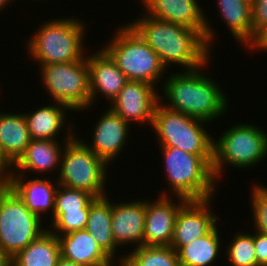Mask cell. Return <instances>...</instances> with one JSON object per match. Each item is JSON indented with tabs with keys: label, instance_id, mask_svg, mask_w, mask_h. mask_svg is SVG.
<instances>
[{
	"label": "cell",
	"instance_id": "33",
	"mask_svg": "<svg viewBox=\"0 0 267 266\" xmlns=\"http://www.w3.org/2000/svg\"><path fill=\"white\" fill-rule=\"evenodd\" d=\"M254 245L257 264L259 266H267V234L255 230Z\"/></svg>",
	"mask_w": 267,
	"mask_h": 266
},
{
	"label": "cell",
	"instance_id": "37",
	"mask_svg": "<svg viewBox=\"0 0 267 266\" xmlns=\"http://www.w3.org/2000/svg\"><path fill=\"white\" fill-rule=\"evenodd\" d=\"M57 266H83V265L67 260L63 257H60L58 260Z\"/></svg>",
	"mask_w": 267,
	"mask_h": 266
},
{
	"label": "cell",
	"instance_id": "6",
	"mask_svg": "<svg viewBox=\"0 0 267 266\" xmlns=\"http://www.w3.org/2000/svg\"><path fill=\"white\" fill-rule=\"evenodd\" d=\"M256 126L239 122L213 139L212 170L217 182L225 171L224 165L252 169L267 157V132Z\"/></svg>",
	"mask_w": 267,
	"mask_h": 266
},
{
	"label": "cell",
	"instance_id": "34",
	"mask_svg": "<svg viewBox=\"0 0 267 266\" xmlns=\"http://www.w3.org/2000/svg\"><path fill=\"white\" fill-rule=\"evenodd\" d=\"M13 172V164L8 160L0 147V182L7 183Z\"/></svg>",
	"mask_w": 267,
	"mask_h": 266
},
{
	"label": "cell",
	"instance_id": "28",
	"mask_svg": "<svg viewBox=\"0 0 267 266\" xmlns=\"http://www.w3.org/2000/svg\"><path fill=\"white\" fill-rule=\"evenodd\" d=\"M247 232L234 233L233 239L226 246L224 254L232 266H259L255 253L254 233Z\"/></svg>",
	"mask_w": 267,
	"mask_h": 266
},
{
	"label": "cell",
	"instance_id": "2",
	"mask_svg": "<svg viewBox=\"0 0 267 266\" xmlns=\"http://www.w3.org/2000/svg\"><path fill=\"white\" fill-rule=\"evenodd\" d=\"M209 63L210 60L197 70H181L166 76L160 90L163 91L159 95L160 103L207 123L226 115L229 109L227 94L210 74L204 72Z\"/></svg>",
	"mask_w": 267,
	"mask_h": 266
},
{
	"label": "cell",
	"instance_id": "35",
	"mask_svg": "<svg viewBox=\"0 0 267 266\" xmlns=\"http://www.w3.org/2000/svg\"><path fill=\"white\" fill-rule=\"evenodd\" d=\"M248 49L250 51L252 49L253 51L262 50L267 52V27L255 37L254 42L248 47Z\"/></svg>",
	"mask_w": 267,
	"mask_h": 266
},
{
	"label": "cell",
	"instance_id": "13",
	"mask_svg": "<svg viewBox=\"0 0 267 266\" xmlns=\"http://www.w3.org/2000/svg\"><path fill=\"white\" fill-rule=\"evenodd\" d=\"M213 199L215 198L187 200L180 207L170 244L175 251L199 237L207 235L218 224L219 221L217 220L219 219L211 208Z\"/></svg>",
	"mask_w": 267,
	"mask_h": 266
},
{
	"label": "cell",
	"instance_id": "8",
	"mask_svg": "<svg viewBox=\"0 0 267 266\" xmlns=\"http://www.w3.org/2000/svg\"><path fill=\"white\" fill-rule=\"evenodd\" d=\"M209 123L175 112L160 102L156 105L151 128L160 147H175L191 154H213Z\"/></svg>",
	"mask_w": 267,
	"mask_h": 266
},
{
	"label": "cell",
	"instance_id": "7",
	"mask_svg": "<svg viewBox=\"0 0 267 266\" xmlns=\"http://www.w3.org/2000/svg\"><path fill=\"white\" fill-rule=\"evenodd\" d=\"M107 168L109 165L76 134L65 142L56 179L59 185L89 192L94 197H102L108 194L105 186L109 172Z\"/></svg>",
	"mask_w": 267,
	"mask_h": 266
},
{
	"label": "cell",
	"instance_id": "17",
	"mask_svg": "<svg viewBox=\"0 0 267 266\" xmlns=\"http://www.w3.org/2000/svg\"><path fill=\"white\" fill-rule=\"evenodd\" d=\"M145 216L146 199L112 202L111 228L118 248L132 244V250L133 244L134 248L143 245Z\"/></svg>",
	"mask_w": 267,
	"mask_h": 266
},
{
	"label": "cell",
	"instance_id": "31",
	"mask_svg": "<svg viewBox=\"0 0 267 266\" xmlns=\"http://www.w3.org/2000/svg\"><path fill=\"white\" fill-rule=\"evenodd\" d=\"M251 207L254 230L267 234V185L254 183L251 188Z\"/></svg>",
	"mask_w": 267,
	"mask_h": 266
},
{
	"label": "cell",
	"instance_id": "32",
	"mask_svg": "<svg viewBox=\"0 0 267 266\" xmlns=\"http://www.w3.org/2000/svg\"><path fill=\"white\" fill-rule=\"evenodd\" d=\"M252 1L253 42L255 37L267 27V0Z\"/></svg>",
	"mask_w": 267,
	"mask_h": 266
},
{
	"label": "cell",
	"instance_id": "18",
	"mask_svg": "<svg viewBox=\"0 0 267 266\" xmlns=\"http://www.w3.org/2000/svg\"><path fill=\"white\" fill-rule=\"evenodd\" d=\"M74 111L67 105L60 102H52V105L38 106L34 111H26L24 115L27 119L28 129L30 132L31 139H40V140H56L61 139L63 142H68L75 136L73 123L71 121L67 122L68 112ZM28 113V114H27ZM66 115V116H65ZM66 121V123H65ZM70 123V124H69ZM70 126H69V125ZM68 128H67V127ZM64 138L58 137L61 133V130L64 132Z\"/></svg>",
	"mask_w": 267,
	"mask_h": 266
},
{
	"label": "cell",
	"instance_id": "11",
	"mask_svg": "<svg viewBox=\"0 0 267 266\" xmlns=\"http://www.w3.org/2000/svg\"><path fill=\"white\" fill-rule=\"evenodd\" d=\"M147 15L198 31L211 50L216 33L197 0H140Z\"/></svg>",
	"mask_w": 267,
	"mask_h": 266
},
{
	"label": "cell",
	"instance_id": "24",
	"mask_svg": "<svg viewBox=\"0 0 267 266\" xmlns=\"http://www.w3.org/2000/svg\"><path fill=\"white\" fill-rule=\"evenodd\" d=\"M219 16L225 22L235 41L248 47L253 43L252 1L217 0Z\"/></svg>",
	"mask_w": 267,
	"mask_h": 266
},
{
	"label": "cell",
	"instance_id": "19",
	"mask_svg": "<svg viewBox=\"0 0 267 266\" xmlns=\"http://www.w3.org/2000/svg\"><path fill=\"white\" fill-rule=\"evenodd\" d=\"M28 176L29 174H11L7 184L32 213L43 219V214L48 212L51 213L49 218L53 219L55 195L58 187L57 179H53V182L49 177L44 178L46 176L32 177L33 179Z\"/></svg>",
	"mask_w": 267,
	"mask_h": 266
},
{
	"label": "cell",
	"instance_id": "12",
	"mask_svg": "<svg viewBox=\"0 0 267 266\" xmlns=\"http://www.w3.org/2000/svg\"><path fill=\"white\" fill-rule=\"evenodd\" d=\"M158 89L152 84L129 80L111 101L109 108L130 126L133 122L137 125L149 123L151 127L156 105L160 102Z\"/></svg>",
	"mask_w": 267,
	"mask_h": 266
},
{
	"label": "cell",
	"instance_id": "10",
	"mask_svg": "<svg viewBox=\"0 0 267 266\" xmlns=\"http://www.w3.org/2000/svg\"><path fill=\"white\" fill-rule=\"evenodd\" d=\"M43 87L53 102L69 106L74 112L90 109V79L88 54L70 63L38 66ZM82 110V111H81Z\"/></svg>",
	"mask_w": 267,
	"mask_h": 266
},
{
	"label": "cell",
	"instance_id": "30",
	"mask_svg": "<svg viewBox=\"0 0 267 266\" xmlns=\"http://www.w3.org/2000/svg\"><path fill=\"white\" fill-rule=\"evenodd\" d=\"M94 199L95 197L89 192L68 188L58 184L54 211L90 209V204Z\"/></svg>",
	"mask_w": 267,
	"mask_h": 266
},
{
	"label": "cell",
	"instance_id": "36",
	"mask_svg": "<svg viewBox=\"0 0 267 266\" xmlns=\"http://www.w3.org/2000/svg\"><path fill=\"white\" fill-rule=\"evenodd\" d=\"M0 266H12L11 258L0 248Z\"/></svg>",
	"mask_w": 267,
	"mask_h": 266
},
{
	"label": "cell",
	"instance_id": "27",
	"mask_svg": "<svg viewBox=\"0 0 267 266\" xmlns=\"http://www.w3.org/2000/svg\"><path fill=\"white\" fill-rule=\"evenodd\" d=\"M124 266H181L171 246H138L127 252Z\"/></svg>",
	"mask_w": 267,
	"mask_h": 266
},
{
	"label": "cell",
	"instance_id": "1",
	"mask_svg": "<svg viewBox=\"0 0 267 266\" xmlns=\"http://www.w3.org/2000/svg\"><path fill=\"white\" fill-rule=\"evenodd\" d=\"M128 24L157 53L166 69L197 70L212 59V50L196 30L156 19L143 12ZM211 58V59H210Z\"/></svg>",
	"mask_w": 267,
	"mask_h": 266
},
{
	"label": "cell",
	"instance_id": "3",
	"mask_svg": "<svg viewBox=\"0 0 267 266\" xmlns=\"http://www.w3.org/2000/svg\"><path fill=\"white\" fill-rule=\"evenodd\" d=\"M160 148L168 189L158 196L181 197L186 200H203L216 196L213 154H191L175 147Z\"/></svg>",
	"mask_w": 267,
	"mask_h": 266
},
{
	"label": "cell",
	"instance_id": "15",
	"mask_svg": "<svg viewBox=\"0 0 267 266\" xmlns=\"http://www.w3.org/2000/svg\"><path fill=\"white\" fill-rule=\"evenodd\" d=\"M99 117L98 122H95L96 124L93 125L91 145L87 140H81L110 166L112 165L110 163L119 157L118 154H122L125 146L127 147L126 143L131 134L130 128L134 127H131L110 108L104 111V114H101Z\"/></svg>",
	"mask_w": 267,
	"mask_h": 266
},
{
	"label": "cell",
	"instance_id": "29",
	"mask_svg": "<svg viewBox=\"0 0 267 266\" xmlns=\"http://www.w3.org/2000/svg\"><path fill=\"white\" fill-rule=\"evenodd\" d=\"M90 209L73 211H54L48 229L56 236L85 229ZM53 228V230H52Z\"/></svg>",
	"mask_w": 267,
	"mask_h": 266
},
{
	"label": "cell",
	"instance_id": "9",
	"mask_svg": "<svg viewBox=\"0 0 267 266\" xmlns=\"http://www.w3.org/2000/svg\"><path fill=\"white\" fill-rule=\"evenodd\" d=\"M43 222L7 183L0 185V248L4 253L13 258L25 249L48 229Z\"/></svg>",
	"mask_w": 267,
	"mask_h": 266
},
{
	"label": "cell",
	"instance_id": "20",
	"mask_svg": "<svg viewBox=\"0 0 267 266\" xmlns=\"http://www.w3.org/2000/svg\"><path fill=\"white\" fill-rule=\"evenodd\" d=\"M58 140L32 139L24 154L13 165L12 174H51L60 170L61 154L65 144ZM62 146H60L61 144Z\"/></svg>",
	"mask_w": 267,
	"mask_h": 266
},
{
	"label": "cell",
	"instance_id": "21",
	"mask_svg": "<svg viewBox=\"0 0 267 266\" xmlns=\"http://www.w3.org/2000/svg\"><path fill=\"white\" fill-rule=\"evenodd\" d=\"M61 257L83 266H104L113 260L102 250L86 230H77L57 236Z\"/></svg>",
	"mask_w": 267,
	"mask_h": 266
},
{
	"label": "cell",
	"instance_id": "4",
	"mask_svg": "<svg viewBox=\"0 0 267 266\" xmlns=\"http://www.w3.org/2000/svg\"><path fill=\"white\" fill-rule=\"evenodd\" d=\"M85 25L74 16L49 19L27 39V53L38 65L81 60L87 55L83 45L88 28Z\"/></svg>",
	"mask_w": 267,
	"mask_h": 266
},
{
	"label": "cell",
	"instance_id": "25",
	"mask_svg": "<svg viewBox=\"0 0 267 266\" xmlns=\"http://www.w3.org/2000/svg\"><path fill=\"white\" fill-rule=\"evenodd\" d=\"M61 257L57 236L47 229L11 258L12 266H57Z\"/></svg>",
	"mask_w": 267,
	"mask_h": 266
},
{
	"label": "cell",
	"instance_id": "39",
	"mask_svg": "<svg viewBox=\"0 0 267 266\" xmlns=\"http://www.w3.org/2000/svg\"><path fill=\"white\" fill-rule=\"evenodd\" d=\"M114 262H116V263H118V264H116V263H114ZM116 264V265H115ZM117 265H119V266H124V264H123V262H121V261H116V260H113L112 262H110V263H108L107 265H104V266H117Z\"/></svg>",
	"mask_w": 267,
	"mask_h": 266
},
{
	"label": "cell",
	"instance_id": "5",
	"mask_svg": "<svg viewBox=\"0 0 267 266\" xmlns=\"http://www.w3.org/2000/svg\"><path fill=\"white\" fill-rule=\"evenodd\" d=\"M106 43H108L106 45ZM103 49L130 81H142L158 87L166 77L167 69L157 53L127 23L115 30ZM166 70V71H165ZM164 77V78H163Z\"/></svg>",
	"mask_w": 267,
	"mask_h": 266
},
{
	"label": "cell",
	"instance_id": "38",
	"mask_svg": "<svg viewBox=\"0 0 267 266\" xmlns=\"http://www.w3.org/2000/svg\"><path fill=\"white\" fill-rule=\"evenodd\" d=\"M16 2V0H0V11L4 10L5 7L12 5L11 2Z\"/></svg>",
	"mask_w": 267,
	"mask_h": 266
},
{
	"label": "cell",
	"instance_id": "23",
	"mask_svg": "<svg viewBox=\"0 0 267 266\" xmlns=\"http://www.w3.org/2000/svg\"><path fill=\"white\" fill-rule=\"evenodd\" d=\"M24 113L0 112V147L14 165L31 142Z\"/></svg>",
	"mask_w": 267,
	"mask_h": 266
},
{
	"label": "cell",
	"instance_id": "14",
	"mask_svg": "<svg viewBox=\"0 0 267 266\" xmlns=\"http://www.w3.org/2000/svg\"><path fill=\"white\" fill-rule=\"evenodd\" d=\"M186 201L181 197L172 196H159L156 200H146L143 245L170 246L177 213Z\"/></svg>",
	"mask_w": 267,
	"mask_h": 266
},
{
	"label": "cell",
	"instance_id": "26",
	"mask_svg": "<svg viewBox=\"0 0 267 266\" xmlns=\"http://www.w3.org/2000/svg\"><path fill=\"white\" fill-rule=\"evenodd\" d=\"M217 225L205 236L199 237L176 252L181 266H211L221 250L222 239ZM221 241V242H220Z\"/></svg>",
	"mask_w": 267,
	"mask_h": 266
},
{
	"label": "cell",
	"instance_id": "22",
	"mask_svg": "<svg viewBox=\"0 0 267 266\" xmlns=\"http://www.w3.org/2000/svg\"><path fill=\"white\" fill-rule=\"evenodd\" d=\"M111 220L112 201L109 199L108 195L95 197L90 204L85 229L92 235L97 244L112 260L116 259L123 262L125 258L124 253L122 256L116 254L118 252V246L116 245L112 234Z\"/></svg>",
	"mask_w": 267,
	"mask_h": 266
},
{
	"label": "cell",
	"instance_id": "16",
	"mask_svg": "<svg viewBox=\"0 0 267 266\" xmlns=\"http://www.w3.org/2000/svg\"><path fill=\"white\" fill-rule=\"evenodd\" d=\"M88 70L90 79V108L97 104L99 94L108 100V103L119 94L129 81L117 67L111 56L101 47V50L88 54ZM96 102V103H95Z\"/></svg>",
	"mask_w": 267,
	"mask_h": 266
}]
</instances>
